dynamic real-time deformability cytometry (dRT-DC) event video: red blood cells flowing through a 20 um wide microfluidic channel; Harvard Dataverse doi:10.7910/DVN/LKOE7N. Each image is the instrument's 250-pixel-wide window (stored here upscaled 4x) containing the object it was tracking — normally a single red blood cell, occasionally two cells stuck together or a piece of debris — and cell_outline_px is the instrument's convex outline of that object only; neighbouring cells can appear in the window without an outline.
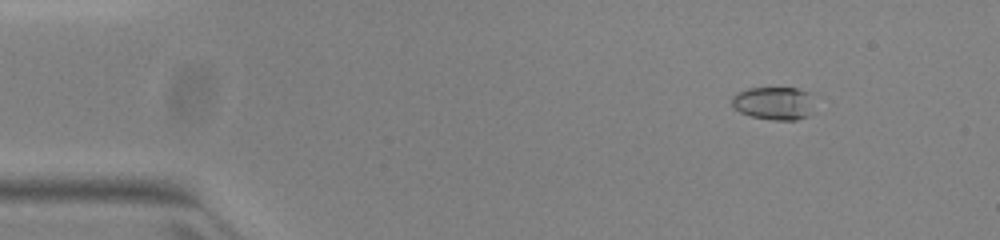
{"species": "common noctule bat (a hibernating species)", "species_latin": "Nyctalus noctula", "temperature_condition": "warm", "stored_images_in_passage": 50, "camera_frame_rate_fps": 3000, "um_per_image_px": 0.085, "animal": {"sex": "female", "body_mass_g": 23.0, "forearm_length_mm": 53.4}, "frame": {"image": 1, "passage_image": 4, "time_ms": 1.0, "image_size_px": [1000, 240], "cell_outline_px": [[812, 112], [808, 116], [796, 120], [772, 120], [752, 116], [740, 112], [732, 104], [732, 96], [736, 92], [748, 88], [796, 88], [808, 92]], "centroid_in_image_um": [65.74, 8.77], "position_along_channel_um": 19.3, "area_um2": 15.72}}
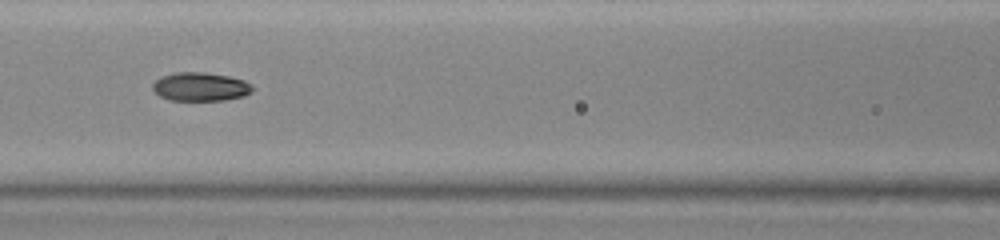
{"frame": {"image": 2, "passage_image": 21, "time_ms": 6.667, "image_size_px": [1000, 240], "cell_outline_px": [[252, 92], [244, 96], [224, 100], [172, 100], [160, 96], [152, 88], [152, 84], [160, 76], [176, 72], [204, 72], [228, 76], [244, 80], [252, 84]], "centroid_in_image_um": [17.04, 7.36], "position_along_channel_um": 149.6, "area_um2": 16.65}}
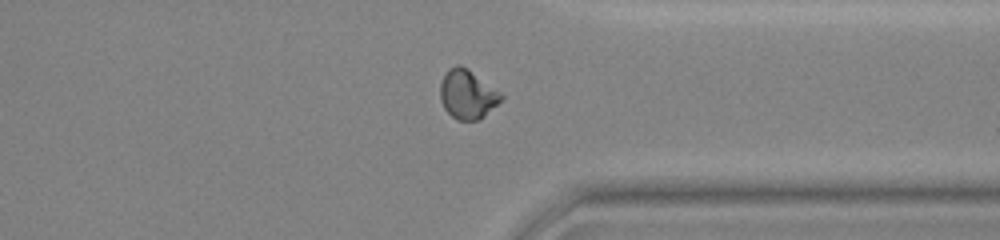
{"frame": {"image": 3, "passage_image": 38, "time_ms": 12.333, "image_size_px": [1000, 240], "cell_outline_px": [[504, 96], [480, 120], [456, 120], [444, 108], [440, 100], [440, 84], [448, 68], [456, 64], [460, 64], [468, 68], [500, 92]], "centroid_in_image_um": [39.7, 8.0], "position_along_channel_um": 371.7, "area_um2": 17.34}, "authors_computed_cell_mechanics": {"area_um2": 16.762, "velocity_mm_per_s": 3.9607, "shape_relaxation_time_tau1_ms": null, "shape_relaxation_time_tau2_ms": 2.02, "deformation_change_tau1": null, "deformation_change_tau2": 0.0602}}